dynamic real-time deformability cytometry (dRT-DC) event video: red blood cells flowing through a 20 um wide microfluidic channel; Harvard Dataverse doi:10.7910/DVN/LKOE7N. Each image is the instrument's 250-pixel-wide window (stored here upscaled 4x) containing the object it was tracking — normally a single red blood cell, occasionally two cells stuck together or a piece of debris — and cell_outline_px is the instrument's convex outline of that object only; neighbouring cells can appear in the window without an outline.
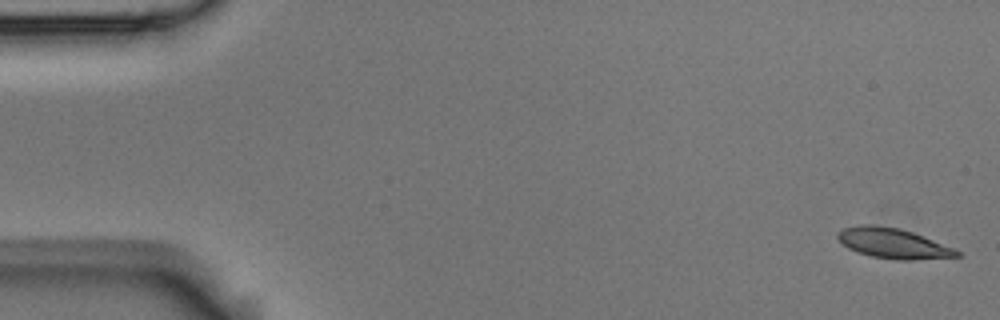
{"species": "Egyptian fruit bat (a non-hibernating species)", "species_latin": "Rousettus aegyptiacus", "temperature_condition": "room temperature", "stored_images_in_passage": 10, "camera_frame_rate_fps": 3000, "um_per_image_px": 0.085, "animal": {"sex": "male"}, "frame": {"image": 1, "passage_image": 1, "time_ms": 0.0, "image_size_px": [1000, 320], "cell_outline_px": [[964, 256], [912, 260], [896, 260], [872, 256], [856, 252], [848, 248], [836, 236], [844, 228], [860, 224], [872, 224], [900, 228], [912, 232], [952, 248], [960, 252]], "centroid_in_image_um": [75.91, 20.69], "position_along_channel_um": 9.1, "area_um2": 20.75}}
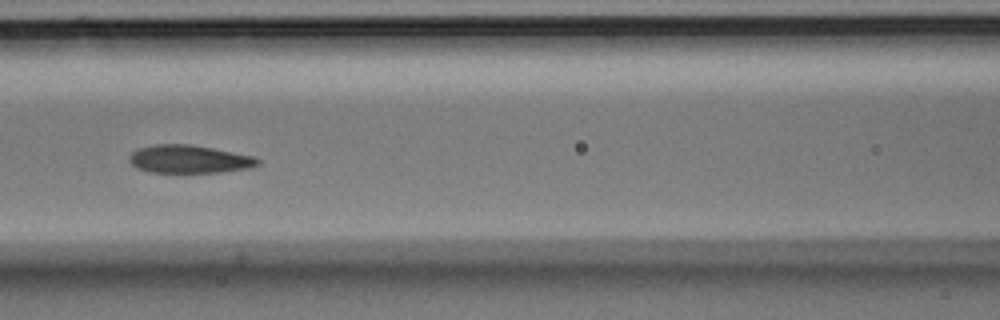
{"frame": {"image": 2, "passage_image": 7, "time_ms": 2.0, "image_size_px": [1000, 320], "cell_outline_px": [[260, 164], [248, 168], [220, 172], [148, 172], [136, 168], [128, 160], [128, 156], [132, 152], [140, 148], [156, 144], [188, 144], [212, 148], [256, 156], [260, 160]], "centroid_in_image_um": [16.08, 13.53], "position_along_channel_um": 150.5, "area_um2": 20.98}}
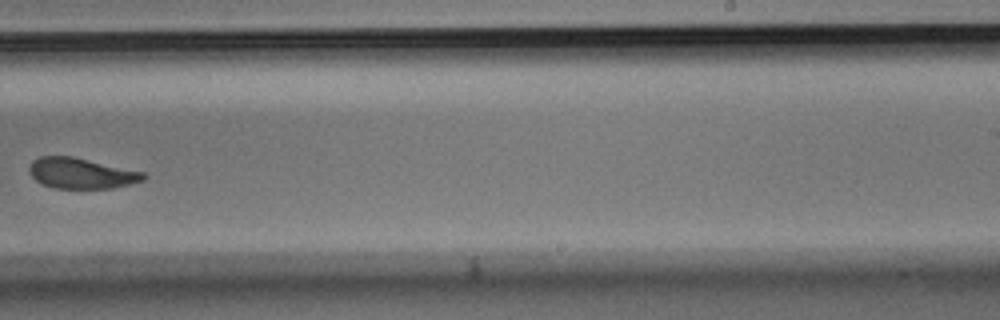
{"frame": {"image": 3, "passage_image": 10, "time_ms": 3.0, "image_size_px": [1000, 320], "cell_outline_px": [[148, 176], [144, 180], [112, 188], [52, 188], [36, 180], [28, 172], [28, 168], [32, 160], [40, 156], [72, 156], [144, 172]], "centroid_in_image_um": [6.89, 14.72], "position_along_channel_um": 282.1, "area_um2": 20.35}}